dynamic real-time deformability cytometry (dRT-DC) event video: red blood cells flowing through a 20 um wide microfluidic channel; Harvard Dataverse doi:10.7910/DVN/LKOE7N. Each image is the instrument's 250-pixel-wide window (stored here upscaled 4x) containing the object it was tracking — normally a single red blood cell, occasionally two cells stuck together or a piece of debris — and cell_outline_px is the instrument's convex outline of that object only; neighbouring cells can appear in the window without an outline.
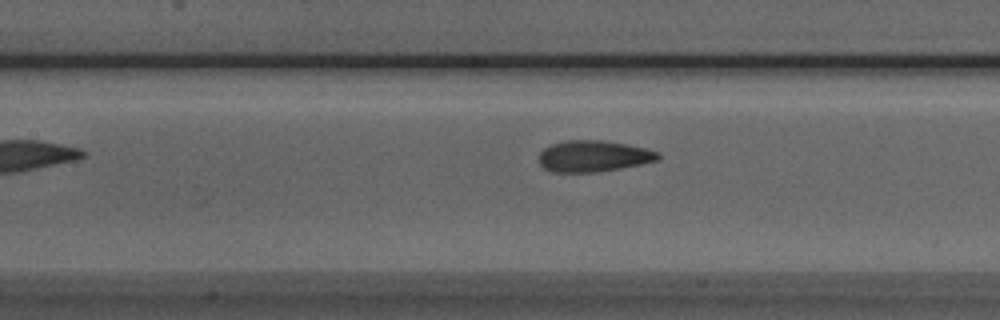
{"species": "Egyptian fruit bat (a non-hibernating species)", "species_latin": "Rousettus aegyptiacus", "temperature_condition": "room temperature", "stored_images_in_passage": 36, "camera_frame_rate_fps": 3000, "um_per_image_px": 0.085, "animal": {"sex": "male"}, "frame": {"image": 1, "passage_image": 9, "time_ms": 2.667, "image_size_px": [1000, 320], "cell_outline_px": [[660, 156], [656, 160], [640, 164], [620, 168], [596, 172], [552, 172], [544, 168], [540, 164], [540, 152], [544, 148], [552, 144], [568, 140], [604, 140], [628, 144], [648, 148], [660, 152]], "centroid_in_image_um": [50.46, 13.26], "position_along_channel_um": 156.9, "area_um2": 21.73}}
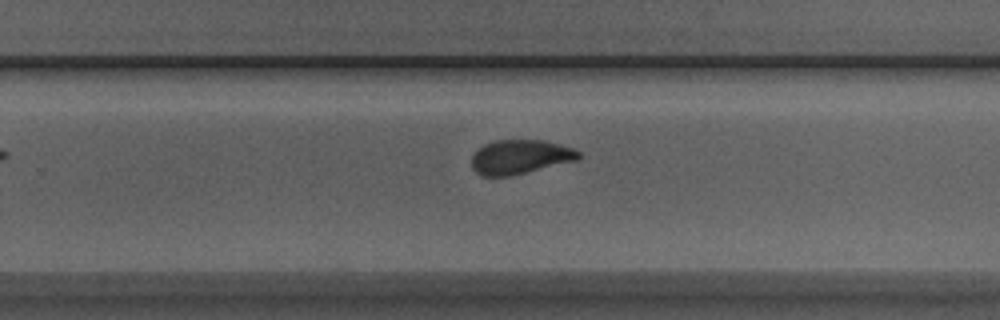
{"frame": {"image": 2, "passage_image": 19, "time_ms": 6.0, "image_size_px": [1000, 320], "cell_outline_px": [[584, 156], [576, 160], [508, 176], [480, 176], [472, 168], [472, 156], [484, 144], [496, 140], [544, 140], [560, 144], [572, 148], [580, 152]], "centroid_in_image_um": [44.21, 13.33], "position_along_channel_um": 285.6, "area_um2": 21.15}}
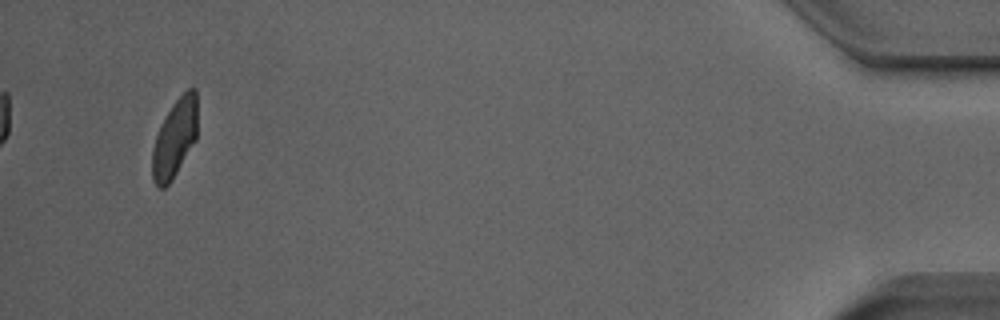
{"frame": {"image": 3, "passage_image": 36, "time_ms": 11.667, "image_size_px": [1000, 320], "cell_outline_px": [[196, 140], [172, 180], [164, 188], [156, 188], [152, 180], [152, 148], [160, 124], [172, 104], [188, 88], [196, 88]], "centroid_in_image_um": [14.83, 11.79], "position_along_channel_um": 420.4, "area_um2": 20.63}, "authors_computed_cell_mechanics": {"area_um2": 21.964, "velocity_mm_per_s": 3.8711, "shape_relaxation_time_tau1_ms": 4.5215, "shape_relaxation_time_tau2_ms": 1.1165, "deformation_change_tau1": 0.1444, "deformation_change_tau2": 0.0651}}